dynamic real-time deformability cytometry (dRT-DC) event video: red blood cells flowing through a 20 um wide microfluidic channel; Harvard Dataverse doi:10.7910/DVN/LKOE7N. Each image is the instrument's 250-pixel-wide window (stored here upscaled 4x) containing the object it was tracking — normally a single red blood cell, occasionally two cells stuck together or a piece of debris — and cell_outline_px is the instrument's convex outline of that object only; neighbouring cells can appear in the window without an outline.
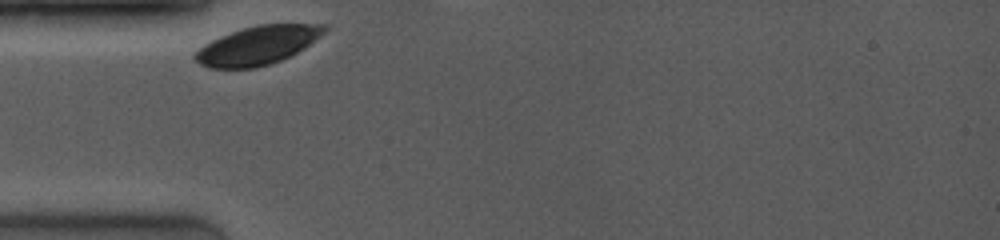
{"species": "common noctule bat (a hibernating species)", "species_latin": "Nyctalus noctula", "temperature_condition": "room temperature", "stored_images_in_passage": 6, "camera_frame_rate_fps": 4000, "um_per_image_px": 0.085, "animal": {"sex": "female", "body_mass_g": 19.0, "forearm_length_mm": 53.3}, "frame": {"image": 1, "passage_image": 1, "time_ms": 0.0, "image_size_px": [1000, 240], "cell_outline_px": [[328, 28], [320, 36], [304, 48], [280, 60], [268, 64], [252, 68], [208, 68], [200, 64], [192, 56], [204, 44], [220, 36], [256, 24], [328, 24]], "centroid_in_image_um": [21.89, 3.85], "position_along_channel_um": 63.1, "area_um2": 28.73}}